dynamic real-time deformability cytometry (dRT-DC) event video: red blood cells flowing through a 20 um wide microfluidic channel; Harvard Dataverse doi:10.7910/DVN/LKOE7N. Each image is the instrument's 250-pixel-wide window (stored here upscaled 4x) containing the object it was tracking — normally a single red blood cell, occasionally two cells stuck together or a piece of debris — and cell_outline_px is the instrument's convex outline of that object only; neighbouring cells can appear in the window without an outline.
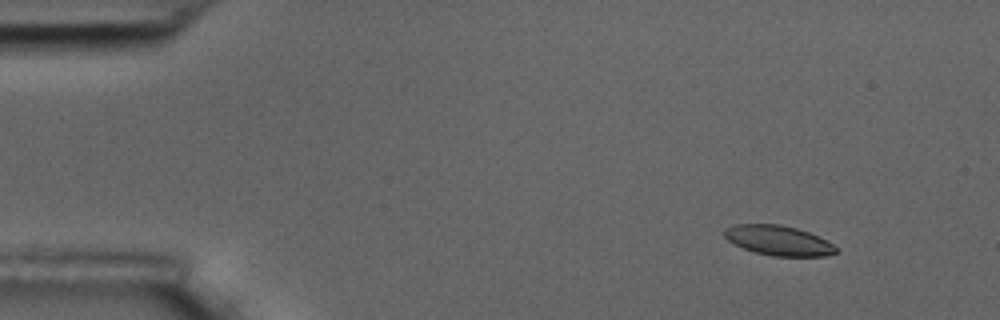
{"species": "common noctule bat (a hibernating species)", "species_latin": "Nyctalus noctula", "temperature_condition": "room temperature", "stored_images_in_passage": 54, "camera_frame_rate_fps": 3000, "um_per_image_px": 0.085, "animal": {"sex": "male", "body_mass_g": 17.5, "forearm_length_mm": 52.3}, "frame": {"image": 1, "passage_image": 4, "time_ms": 1.0, "image_size_px": [1000, 320], "cell_outline_px": [[836, 252], [828, 256], [772, 256], [756, 252], [744, 248], [728, 240], [724, 236], [724, 228], [736, 224], [780, 224], [796, 228], [808, 232], [832, 244], [836, 248]], "centroid_in_image_um": [66.14, 20.43], "position_along_channel_um": 18.9, "area_um2": 19.13}}
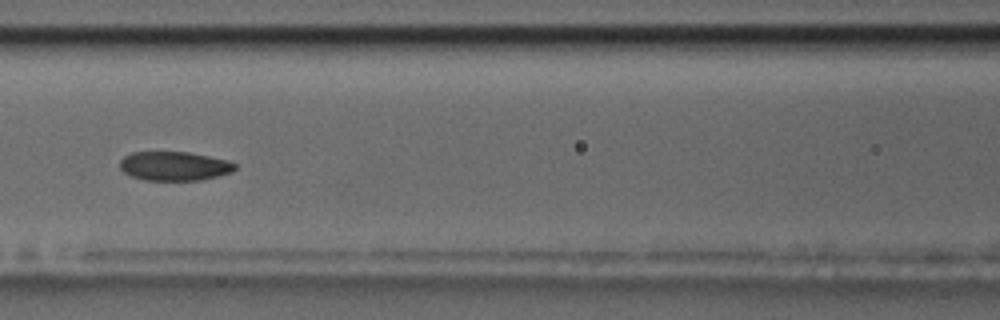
{"frame": {"image": 2, "passage_image": 23, "time_ms": 7.333, "image_size_px": [1000, 320], "cell_outline_px": [[236, 168], [232, 172], [220, 176], [200, 180], [144, 180], [132, 176], [124, 172], [120, 168], [120, 160], [124, 156], [132, 152], [188, 152], [228, 160], [236, 164]], "centroid_in_image_um": [14.83, 14.12], "position_along_channel_um": 151.8, "area_um2": 19.54}}
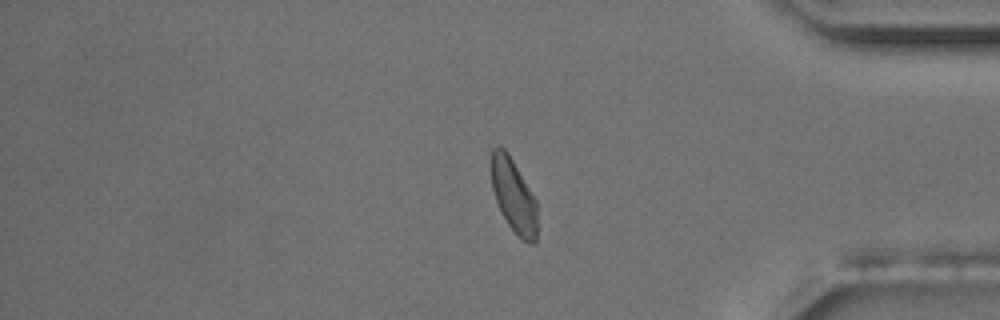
{"frame": {"image": 3, "passage_image": 45, "time_ms": 14.667, "image_size_px": [1000, 320], "cell_outline_px": [[536, 244], [528, 244], [508, 224], [496, 200], [492, 188], [492, 148], [496, 144], [500, 144], [508, 152], [536, 200]], "centroid_in_image_um": [43.66, 16.59], "position_along_channel_um": 391.5, "area_um2": 19.36}, "authors_computed_cell_mechanics": {"area_um2": 20.4034, "velocity_mm_per_s": 3.5869, "shape_relaxation_time_tau1_ms": 7.4734, "shape_relaxation_time_tau2_ms": 1.749, "deformation_change_tau1": 0.1731, "deformation_change_tau2": 0.061}}